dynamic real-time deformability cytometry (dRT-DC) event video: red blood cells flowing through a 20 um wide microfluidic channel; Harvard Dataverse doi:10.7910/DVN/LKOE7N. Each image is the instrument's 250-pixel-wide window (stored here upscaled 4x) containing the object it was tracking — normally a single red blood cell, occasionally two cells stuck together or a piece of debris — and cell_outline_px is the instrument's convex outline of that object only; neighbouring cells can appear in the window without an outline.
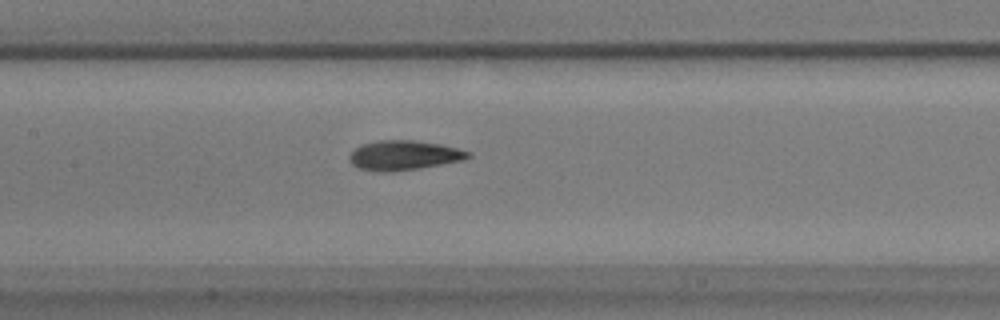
{"species": "common noctule bat (a hibernating species)", "species_latin": "Nyctalus noctula", "temperature_condition": "warm", "stored_images_in_passage": 37, "camera_frame_rate_fps": 3000, "um_per_image_px": 0.085, "animal": {"sex": "male", "body_mass_g": 17.9}, "frame": {"image": 1, "passage_image": 9, "time_ms": 2.667, "image_size_px": [1000, 320], "cell_outline_px": [[472, 156], [464, 160], [420, 168], [396, 172], [380, 172], [360, 168], [352, 164], [348, 160], [348, 156], [356, 148], [364, 144], [380, 140], [412, 140], [440, 144], [472, 152]], "centroid_in_image_um": [34.35, 13.21], "position_along_channel_um": 173.0, "area_um2": 20.52}}
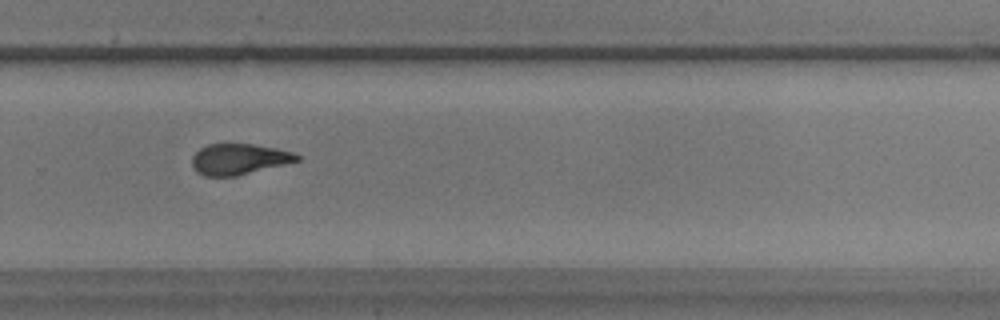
{"frame": {"image": 2, "passage_image": 20, "time_ms": 6.333, "image_size_px": [1000, 320], "cell_outline_px": [[300, 160], [236, 176], [204, 176], [196, 172], [192, 164], [192, 156], [200, 148], [208, 144], [252, 144], [276, 148], [292, 152], [300, 156]], "centroid_in_image_um": [20.28, 13.53], "position_along_channel_um": 309.5, "area_um2": 18.73}}
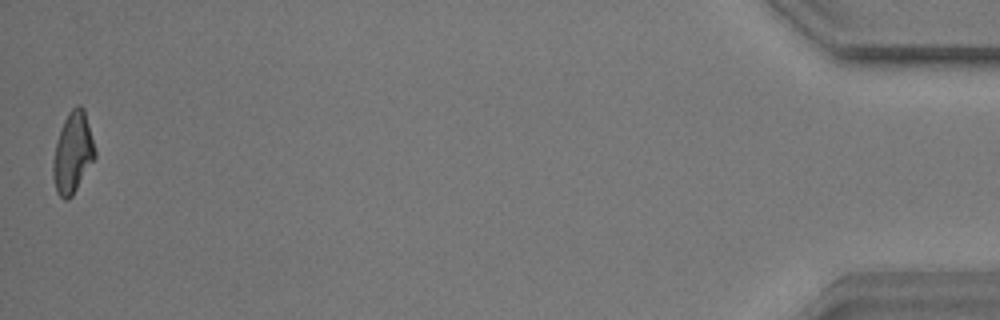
{"frame": {"image": 3, "passage_image": 37, "time_ms": 12.0, "image_size_px": [1000, 320], "cell_outline_px": [[96, 156], [72, 196], [68, 200], [64, 200], [56, 192], [52, 176], [52, 164], [56, 144], [60, 128], [68, 112], [76, 104], [80, 104], [84, 108], [96, 152]], "centroid_in_image_um": [6.17, 12.98], "position_along_channel_um": 429.0, "area_um2": 19.77}, "authors_computed_cell_mechanics": {"area_um2": 19.8832, "velocity_mm_per_s": 3.7324, "shape_relaxation_time_tau1_ms": 4.9796, "shape_relaxation_time_tau2_ms": 4.1217, "deformation_change_tau1": 0.1466, "deformation_change_tau2": 0.1166}}